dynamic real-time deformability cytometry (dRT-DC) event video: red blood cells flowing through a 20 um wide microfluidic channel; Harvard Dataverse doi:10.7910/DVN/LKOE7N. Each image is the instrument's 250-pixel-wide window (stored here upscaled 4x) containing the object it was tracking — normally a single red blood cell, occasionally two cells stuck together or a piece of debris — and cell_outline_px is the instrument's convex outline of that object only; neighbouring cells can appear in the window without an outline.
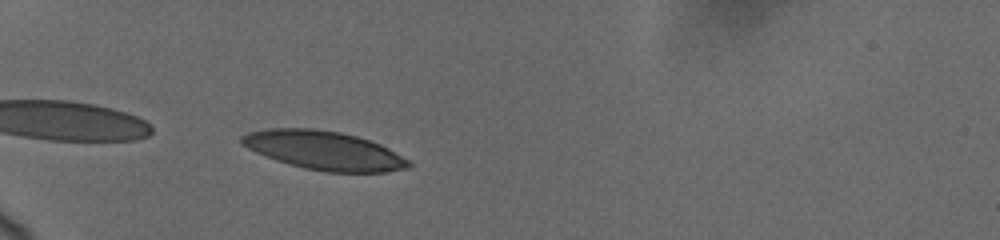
{"species": "human", "species_latin": "Homo sapiens", "temperature_condition": "cold", "stored_images_in_passage": 8, "camera_frame_rate_fps": 3000, "um_per_image_px": 0.085, "donor": {"sex": "female"}, "frame": {"image": 1, "passage_image": 1, "time_ms": 0.0, "image_size_px": [1000, 240], "cell_outline_px": [[412, 164], [408, 168], [388, 172], [328, 172], [304, 168], [276, 160], [256, 152], [240, 144], [240, 136], [248, 132], [268, 128], [312, 128], [340, 132], [356, 136], [380, 144], [388, 148], [408, 160]], "centroid_in_image_um": [27.51, 12.78], "position_along_channel_um": 57.5, "area_um2": 37.57}}
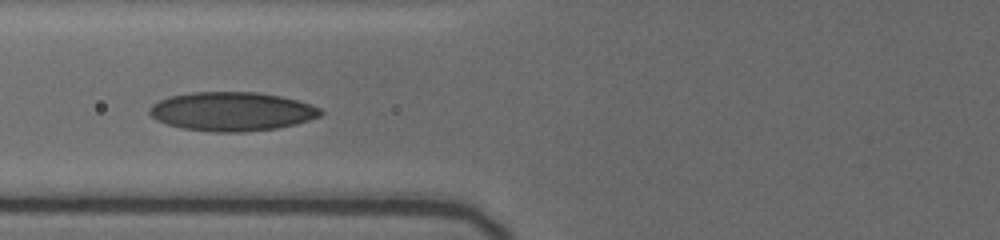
{"frame": {"image": 2, "passage_image": 5, "time_ms": 2.0, "image_size_px": [1000, 240], "cell_outline_px": [[324, 112], [320, 116], [296, 124], [276, 128], [244, 132], [216, 132], [184, 128], [168, 124], [156, 120], [148, 112], [148, 108], [152, 104], [168, 96], [192, 92], [256, 92], [280, 96], [296, 100], [320, 108]], "centroid_in_image_um": [19.68, 9.47], "position_along_channel_um": 106.1, "area_um2": 38.67}}
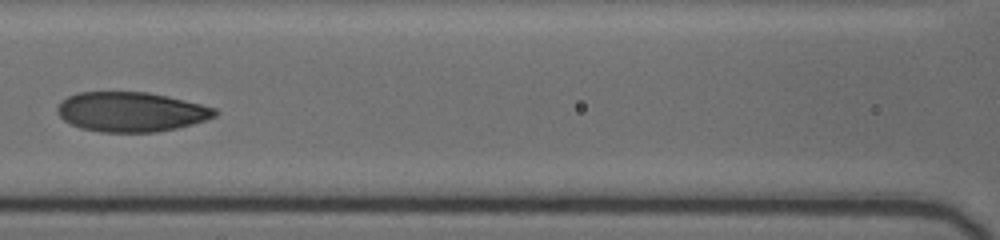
{"frame": {"image": 3, "passage_image": 8, "time_ms": 3.333, "image_size_px": [1000, 240], "cell_outline_px": [[220, 112], [216, 116], [192, 124], [176, 128], [156, 132], [100, 132], [80, 128], [64, 120], [56, 112], [56, 108], [68, 96], [76, 92], [148, 92], [168, 96], [216, 108]], "centroid_in_image_um": [11.14, 9.5], "position_along_channel_um": 155.5, "area_um2": 36.41}}